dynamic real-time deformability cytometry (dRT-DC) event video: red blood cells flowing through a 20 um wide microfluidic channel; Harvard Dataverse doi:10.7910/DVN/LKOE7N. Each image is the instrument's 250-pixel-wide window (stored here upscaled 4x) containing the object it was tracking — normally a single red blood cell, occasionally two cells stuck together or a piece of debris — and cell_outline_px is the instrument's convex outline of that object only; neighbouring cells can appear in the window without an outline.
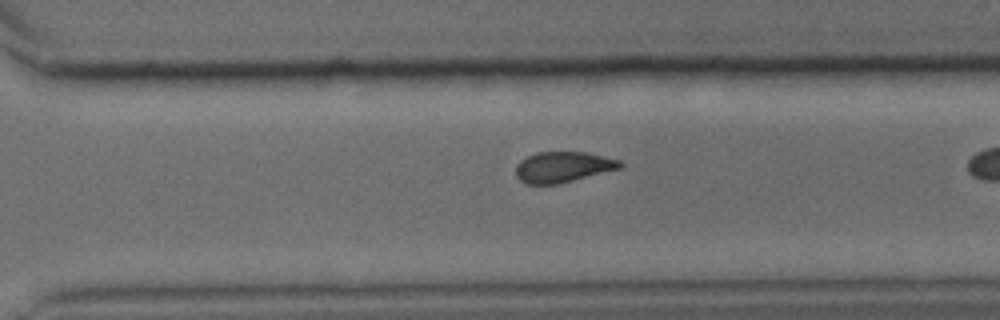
{"species": "common noctule bat (a hibernating species)", "species_latin": "Nyctalus noctula", "temperature_condition": "cold", "stored_images_in_passage": 34, "camera_frame_rate_fps": 3000, "um_per_image_px": 0.085, "animal": {"sex": "male", "body_mass_g": 15.6}, "frame": {"image": 1, "passage_image": 30, "time_ms": 9.667, "image_size_px": [1000, 320], "cell_outline_px": [[624, 164], [620, 168], [556, 184], [524, 184], [516, 176], [516, 164], [520, 160], [536, 152], [588, 152], [620, 160]], "centroid_in_image_um": [47.82, 14.18], "position_along_channel_um": 322.8, "area_um2": 18.55}}
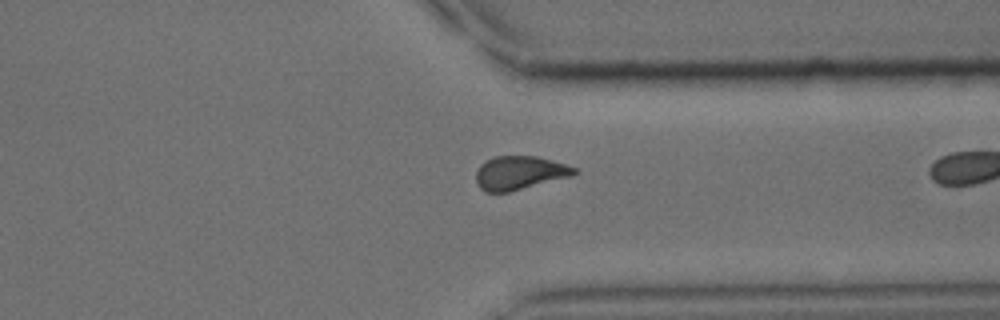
{"frame": {"image": 2, "passage_image": 33, "time_ms": 10.667, "image_size_px": [1000, 320], "cell_outline_px": [[576, 172], [572, 176], [508, 192], [484, 192], [480, 188], [476, 180], [476, 172], [480, 164], [496, 156], [536, 156], [552, 160], [576, 168]], "centroid_in_image_um": [44.14, 14.69], "position_along_channel_um": 367.3, "area_um2": 19.07}}